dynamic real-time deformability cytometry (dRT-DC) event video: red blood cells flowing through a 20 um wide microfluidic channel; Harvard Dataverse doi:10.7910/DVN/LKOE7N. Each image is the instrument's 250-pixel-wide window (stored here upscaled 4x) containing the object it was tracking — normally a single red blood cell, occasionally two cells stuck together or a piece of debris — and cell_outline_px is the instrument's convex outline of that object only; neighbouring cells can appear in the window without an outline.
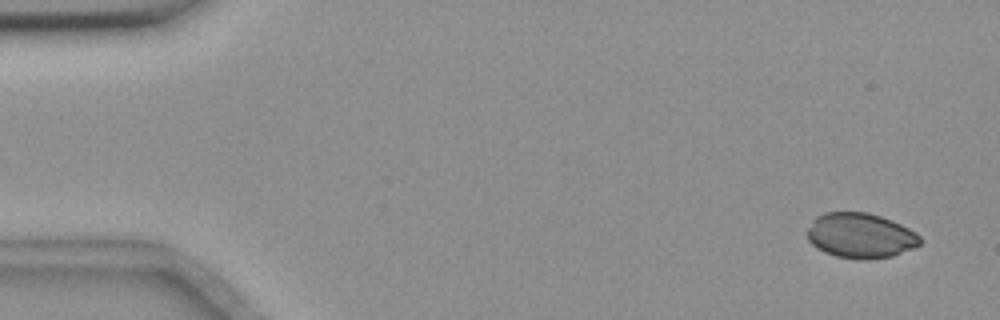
{"species": "common noctule bat (a hibernating species)", "species_latin": "Nyctalus noctula", "temperature_condition": "room temperature", "stored_images_in_passage": 4, "camera_frame_rate_fps": 3000, "um_per_image_px": 0.085, "animal": {"sex": "female", "body_mass_g": 18.4}, "frame": {"image": 1, "passage_image": 1, "time_ms": 0.0, "image_size_px": [1000, 320], "cell_outline_px": [[920, 244], [912, 248], [892, 256], [864, 260], [856, 260], [836, 256], [824, 252], [816, 248], [808, 240], [804, 232], [812, 220], [816, 216], [824, 212], [868, 212], [892, 220], [916, 232], [920, 236]], "centroid_in_image_um": [73.08, 20.02], "position_along_channel_um": 11.9, "area_um2": 30.0}}